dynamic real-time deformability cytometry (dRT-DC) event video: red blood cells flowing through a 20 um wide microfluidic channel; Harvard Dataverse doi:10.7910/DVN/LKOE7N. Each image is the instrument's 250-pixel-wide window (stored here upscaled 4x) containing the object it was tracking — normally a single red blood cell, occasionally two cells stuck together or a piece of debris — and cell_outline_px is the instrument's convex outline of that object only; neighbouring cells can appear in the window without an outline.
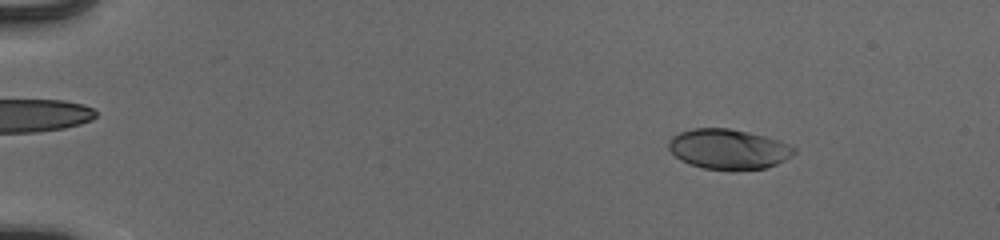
{"species": "human", "species_latin": "Homo sapiens", "temperature_condition": "cold", "stored_images_in_passage": 54, "camera_frame_rate_fps": 3000, "um_per_image_px": 0.085, "donor": {"sex": "male"}, "frame": {"image": 1, "passage_image": 8, "time_ms": 2.333, "image_size_px": [1000, 240], "cell_outline_px": [[796, 152], [792, 156], [776, 164], [764, 168], [736, 172], [732, 172], [704, 168], [680, 160], [668, 148], [668, 140], [672, 136], [680, 132], [692, 128], [728, 128], [748, 132], [780, 140], [796, 148]], "centroid_in_image_um": [61.92, 12.69], "position_along_channel_um": 23.1, "area_um2": 29.71}}
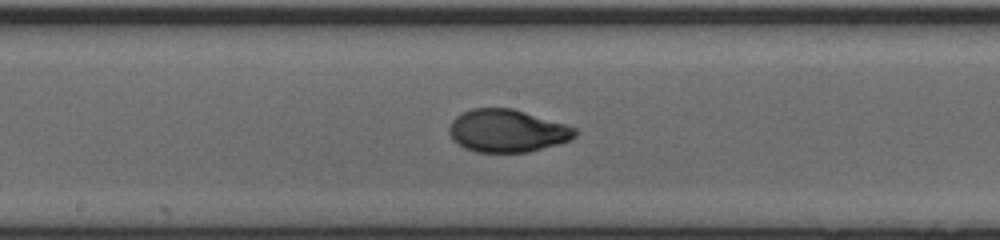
{"frame": {"image": 2, "passage_image": 31, "time_ms": 10.0, "image_size_px": [1000, 240], "cell_outline_px": [[576, 136], [560, 144], [528, 152], [476, 152], [464, 148], [456, 144], [452, 140], [448, 132], [448, 128], [452, 120], [456, 116], [472, 108], [512, 108], [564, 124], [576, 128]], "centroid_in_image_um": [43.06, 11.13], "position_along_channel_um": 205.1, "area_um2": 31.33}}
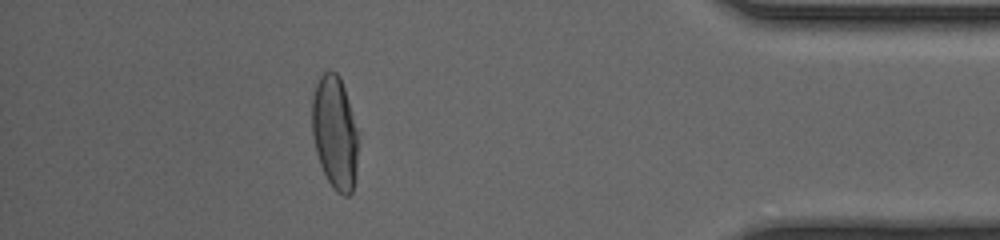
{"frame": {"image": 3, "passage_image": 49, "time_ms": 16.0, "image_size_px": [1000, 240], "cell_outline_px": [[360, 132], [356, 176], [352, 192], [348, 196], [344, 196], [336, 192], [332, 188], [320, 164], [316, 152], [312, 132], [312, 96], [316, 84], [320, 76], [324, 72], [336, 72], [340, 76]], "centroid_in_image_um": [28.5, 11.29], "position_along_channel_um": 406.7, "area_um2": 31.21}, "authors_computed_cell_mechanics": {"area_um2": 30.634, "velocity_mm_per_s": 3.9557, "shape_relaxation_time_tau1_ms": 3.476, "shape_relaxation_time_tau2_ms": 0.7561, "deformation_change_tau1": 0.1952, "deformation_change_tau2": 0.0439}}